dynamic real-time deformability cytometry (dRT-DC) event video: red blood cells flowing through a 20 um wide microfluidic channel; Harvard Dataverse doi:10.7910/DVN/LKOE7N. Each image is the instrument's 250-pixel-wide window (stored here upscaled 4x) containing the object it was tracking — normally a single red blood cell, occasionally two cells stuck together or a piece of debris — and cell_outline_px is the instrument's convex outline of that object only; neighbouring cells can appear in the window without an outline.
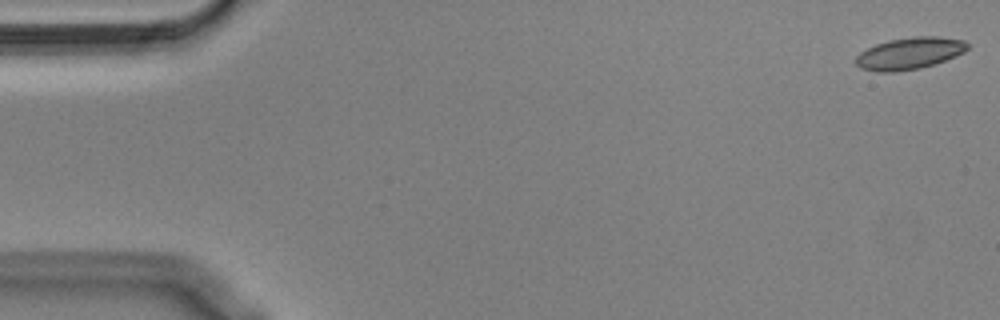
{"species": "Egyptian fruit bat (a non-hibernating species)", "species_latin": "Rousettus aegyptiacus", "temperature_condition": "cold", "stored_images_in_passage": 12, "camera_frame_rate_fps": 3000, "um_per_image_px": 0.085, "animal": {"sex": "male"}, "frame": {"image": 1, "passage_image": 1, "time_ms": 0.0, "image_size_px": [1000, 320], "cell_outline_px": [[968, 48], [964, 52], [944, 60], [920, 68], [896, 72], [876, 72], [860, 68], [856, 64], [856, 56], [860, 52], [876, 44], [888, 40], [912, 36], [940, 36], [964, 40], [968, 44]], "centroid_in_image_um": [77.29, 4.53], "position_along_channel_um": 7.7, "area_um2": 20.75}}